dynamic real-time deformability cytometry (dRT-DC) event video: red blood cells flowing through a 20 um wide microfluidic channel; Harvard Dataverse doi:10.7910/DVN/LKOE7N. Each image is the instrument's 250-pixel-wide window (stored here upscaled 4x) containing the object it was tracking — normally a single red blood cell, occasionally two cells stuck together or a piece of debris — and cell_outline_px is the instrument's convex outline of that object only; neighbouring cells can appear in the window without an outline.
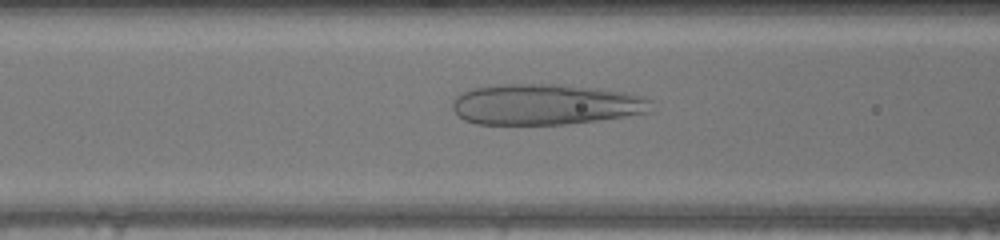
{"species": "human", "species_latin": "Homo sapiens", "temperature_condition": "warm", "stored_images_in_passage": 44, "camera_frame_rate_fps": 3000, "um_per_image_px": 0.085, "donor": {"sex": "male"}, "frame": {"image": 1, "passage_image": 18, "time_ms": 5.667, "image_size_px": [1000, 240], "cell_outline_px": [[652, 112], [596, 120], [564, 124], [476, 124], [464, 120], [452, 108], [452, 100], [460, 92], [472, 88], [500, 84], [560, 84], [600, 88], [628, 92], [644, 96], [652, 100]], "centroid_in_image_um": [46.39, 8.86], "position_along_channel_um": 120.2, "area_um2": 47.69}}
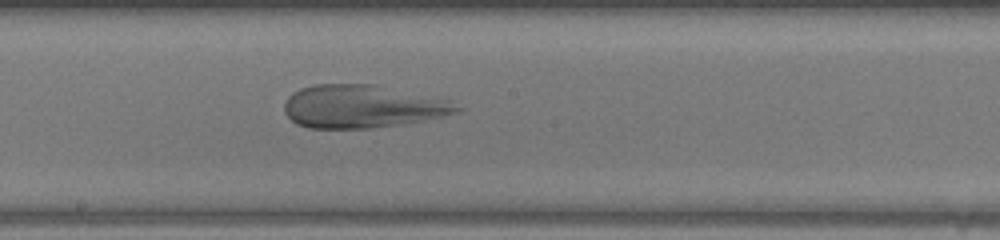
{"frame": {"image": 2, "passage_image": 25, "time_ms": 8.0, "image_size_px": [1000, 240], "cell_outline_px": [[464, 108], [456, 112], [424, 120], [404, 124], [372, 128], [308, 128], [296, 124], [284, 112], [284, 104], [288, 96], [292, 92], [300, 88], [316, 84], [372, 84], [452, 100]], "centroid_in_image_um": [30.79, 9.05], "position_along_channel_um": 217.4, "area_um2": 43.35}}
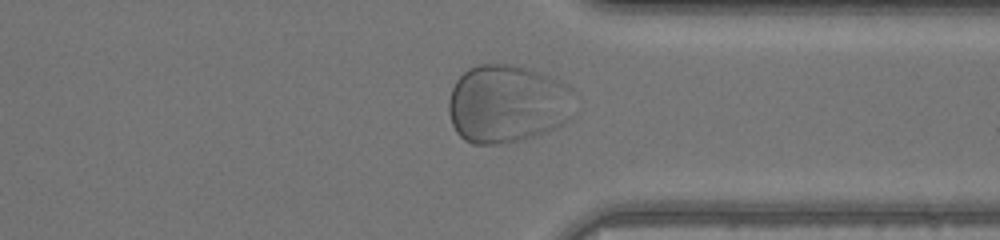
{"frame": {"image": 3, "passage_image": 36, "time_ms": 11.667, "image_size_px": [1000, 240], "cell_outline_px": [[572, 92], [568, 120], [564, 124], [544, 132], [520, 140], [496, 144], [472, 144], [464, 140], [456, 132], [452, 124], [448, 112], [448, 100], [452, 88], [456, 80], [468, 68], [480, 64], [516, 64], [540, 72], [560, 80], [572, 88]], "centroid_in_image_um": [43.07, 8.81], "position_along_channel_um": 368.3, "area_um2": 57.45}}